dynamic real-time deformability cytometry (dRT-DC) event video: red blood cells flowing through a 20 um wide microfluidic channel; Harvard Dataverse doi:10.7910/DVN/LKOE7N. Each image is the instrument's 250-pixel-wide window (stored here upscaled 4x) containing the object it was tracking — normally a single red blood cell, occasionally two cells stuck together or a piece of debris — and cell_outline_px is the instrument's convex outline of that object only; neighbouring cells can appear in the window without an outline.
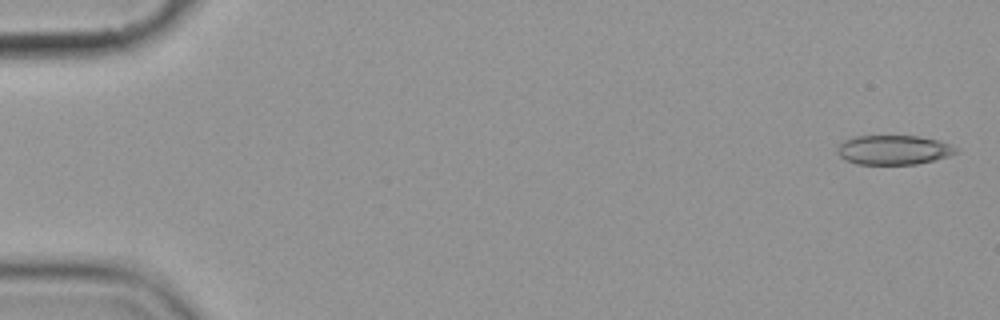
{"species": "common noctule bat (a hibernating species)", "species_latin": "Nyctalus noctula", "temperature_condition": "cold", "stored_images_in_passage": 7, "camera_frame_rate_fps": 3000, "um_per_image_px": 0.085, "animal": {"sex": "female", "body_mass_g": 19.9}, "frame": {"image": 1, "passage_image": 1, "time_ms": 0.0, "image_size_px": [1000, 320], "cell_outline_px": [[960, 152], [948, 156], [916, 164], [856, 164], [844, 160], [836, 152], [836, 148], [844, 140], [856, 136], [916, 136], [936, 140], [948, 144], [956, 148]], "centroid_in_image_um": [75.9, 12.75], "position_along_channel_um": 9.1, "area_um2": 20.23}}
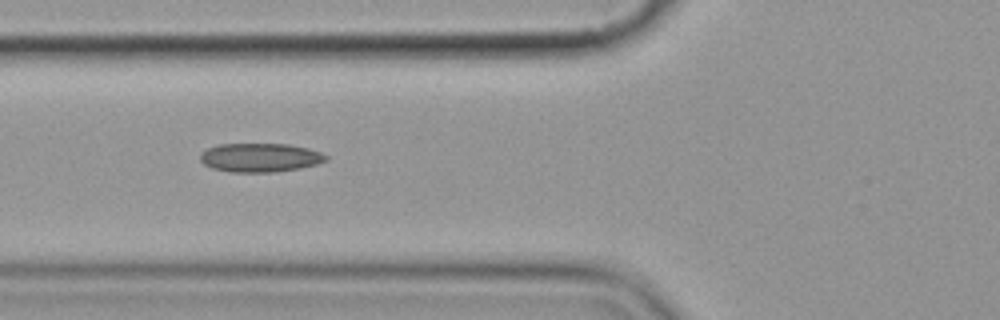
{"frame": {"image": 2, "passage_image": 6, "time_ms": 6.667, "image_size_px": [1000, 320], "cell_outline_px": [[328, 160], [316, 164], [300, 168], [276, 172], [232, 172], [212, 168], [204, 164], [200, 160], [200, 156], [208, 148], [220, 144], [288, 144], [308, 148], [320, 152], [328, 156]], "centroid_in_image_um": [22.13, 13.4], "position_along_channel_um": 103.7, "area_um2": 21.04}}
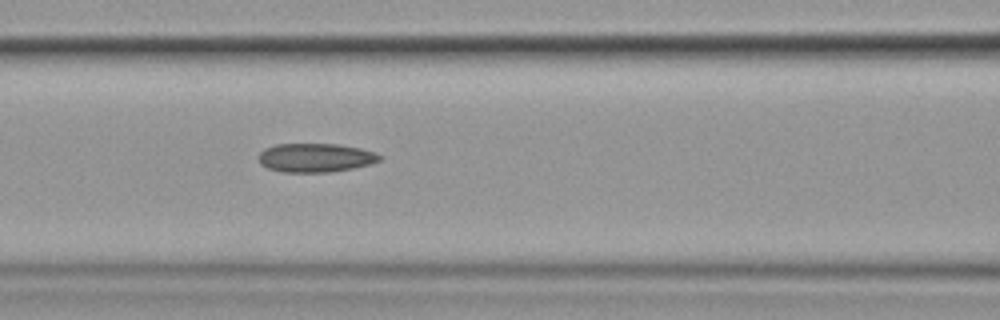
{"frame": {"image": 3, "passage_image": 7, "time_ms": 7.667, "image_size_px": [1000, 320], "cell_outline_px": [[384, 156], [380, 160], [368, 164], [352, 168], [332, 172], [280, 172], [268, 168], [260, 164], [256, 156], [264, 148], [276, 144], [340, 144], [360, 148], [376, 152]], "centroid_in_image_um": [26.79, 13.4], "position_along_channel_um": 139.8, "area_um2": 20.58}}